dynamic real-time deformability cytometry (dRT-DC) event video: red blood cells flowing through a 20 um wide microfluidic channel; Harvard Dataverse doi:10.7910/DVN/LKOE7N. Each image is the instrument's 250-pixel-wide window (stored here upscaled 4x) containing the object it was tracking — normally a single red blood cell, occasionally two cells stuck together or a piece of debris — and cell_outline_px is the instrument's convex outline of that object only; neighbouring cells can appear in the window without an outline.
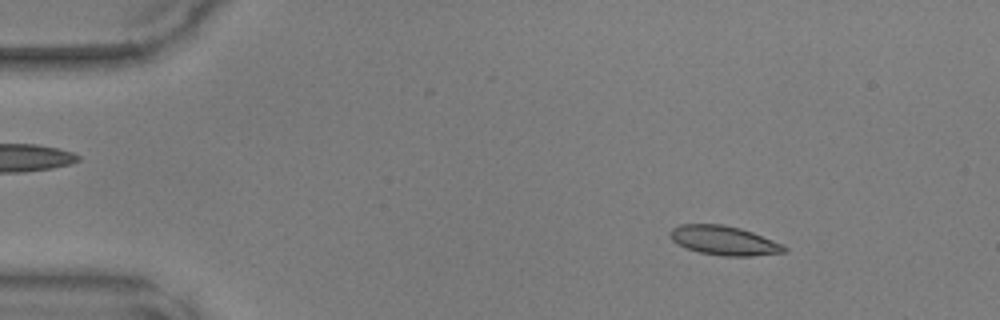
{"species": "common noctule bat (a hibernating species)", "species_latin": "Nyctalus noctula", "temperature_condition": "warm", "stored_images_in_passage": 15, "camera_frame_rate_fps": 3000, "um_per_image_px": 0.085, "animal": {"sex": "male", "body_mass_g": 17.9, "forearm_length_mm": 54.2}, "frame": {"image": 1, "passage_image": 6, "time_ms": 1.667, "image_size_px": [1000, 320], "cell_outline_px": [[788, 252], [752, 256], [724, 256], [700, 252], [688, 248], [672, 240], [668, 232], [672, 228], [680, 224], [724, 224], [740, 228], [752, 232], [784, 244], [788, 248]], "centroid_in_image_um": [61.59, 20.44], "position_along_channel_um": 23.4, "area_um2": 19.48}}
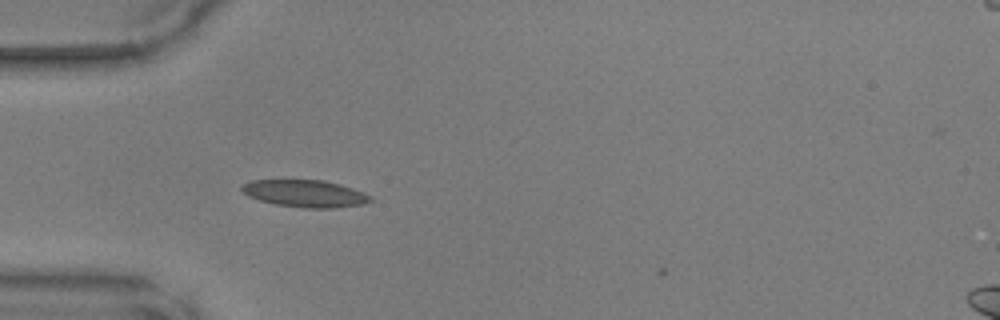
{"frame": {"image": 2, "passage_image": 14, "time_ms": 4.333, "image_size_px": [1000, 320], "cell_outline_px": [[372, 200], [364, 204], [336, 208], [304, 208], [276, 204], [260, 200], [248, 196], [240, 188], [248, 180], [324, 180], [340, 184], [352, 188], [372, 196]], "centroid_in_image_um": [25.95, 16.45], "position_along_channel_um": 59.1, "area_um2": 20.35}}